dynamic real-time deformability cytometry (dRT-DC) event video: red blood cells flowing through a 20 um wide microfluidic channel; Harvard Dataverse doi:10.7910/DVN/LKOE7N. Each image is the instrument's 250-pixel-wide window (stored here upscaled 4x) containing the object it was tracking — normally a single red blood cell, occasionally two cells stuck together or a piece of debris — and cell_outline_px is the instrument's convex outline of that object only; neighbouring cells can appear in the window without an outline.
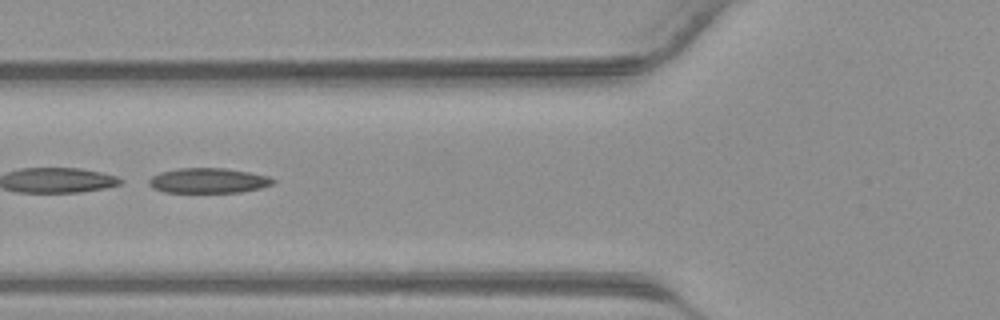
{"species": "common noctule bat (a hibernating species)", "species_latin": "Nyctalus noctula", "temperature_condition": "warm", "stored_images_in_passage": 39, "camera_frame_rate_fps": 3000, "um_per_image_px": 0.085, "animal": {"sex": "male", "body_mass_g": 23.1, "forearm_length_mm": 52.7}, "frame": {"image": 1, "passage_image": 14, "time_ms": 4.333, "image_size_px": [1000, 320], "cell_outline_px": [[276, 180], [272, 184], [260, 188], [240, 192], [164, 192], [152, 188], [148, 184], [148, 180], [152, 176], [160, 172], [176, 168], [224, 168], [248, 172], [268, 176]], "centroid_in_image_um": [17.67, 15.35], "position_along_channel_um": 108.1, "area_um2": 18.09}}
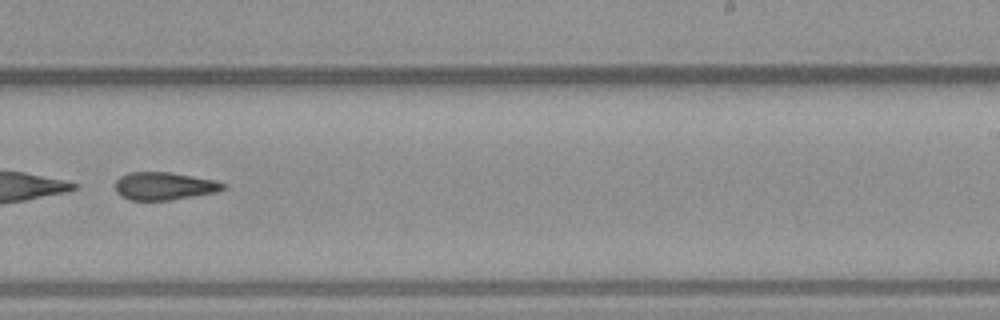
{"frame": {"image": 2, "passage_image": 24, "time_ms": 7.667, "image_size_px": [1000, 320], "cell_outline_px": [[228, 188], [216, 192], [172, 200], [128, 200], [120, 196], [116, 192], [116, 180], [120, 176], [128, 172], [168, 172], [216, 180], [228, 184]], "centroid_in_image_um": [13.98, 15.82], "position_along_channel_um": 275.0, "area_um2": 17.69}}
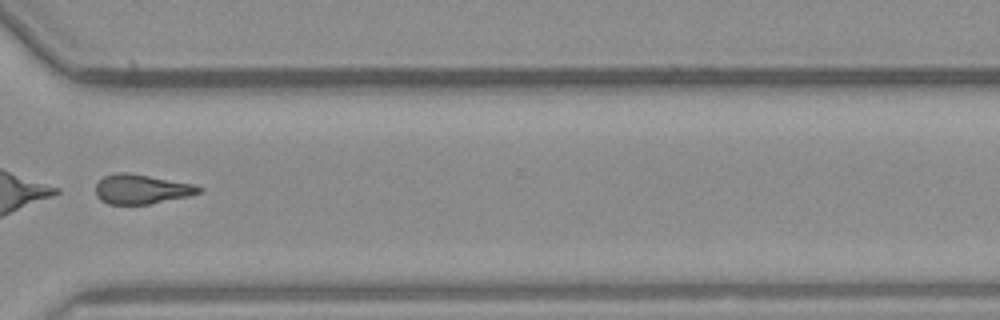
{"frame": {"image": 3, "passage_image": 29, "time_ms": 9.333, "image_size_px": [1000, 320], "cell_outline_px": [[204, 192], [188, 196], [148, 204], [108, 204], [100, 200], [96, 196], [96, 184], [104, 176], [116, 172], [128, 172], [192, 184], [204, 188]], "centroid_in_image_um": [12.02, 16.08], "position_along_channel_um": 358.6, "area_um2": 17.74}}